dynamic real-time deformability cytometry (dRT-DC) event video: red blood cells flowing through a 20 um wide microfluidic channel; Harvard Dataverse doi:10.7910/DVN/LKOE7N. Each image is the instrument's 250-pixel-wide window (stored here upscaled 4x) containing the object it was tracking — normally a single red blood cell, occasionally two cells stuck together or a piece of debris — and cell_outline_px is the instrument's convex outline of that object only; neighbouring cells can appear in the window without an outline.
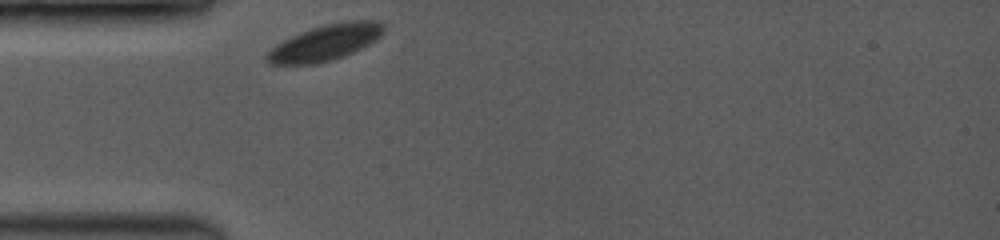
{"species": "common noctule bat (a hibernating species)", "species_latin": "Nyctalus noctula", "temperature_condition": "room temperature", "stored_images_in_passage": 35, "camera_frame_rate_fps": 3500, "um_per_image_px": 0.085, "animal": {"sex": "female", "body_mass_g": 19.0, "forearm_length_mm": 53.3}, "frame": {"image": 1, "passage_image": 1, "time_ms": 0.0, "image_size_px": [1000, 240], "cell_outline_px": [[384, 32], [376, 40], [344, 56], [316, 64], [268, 64], [264, 60], [264, 56], [276, 44], [300, 32], [324, 24], [348, 20], [376, 20], [384, 24]], "centroid_in_image_um": [27.64, 3.61], "position_along_channel_um": 57.4, "area_um2": 24.39}}
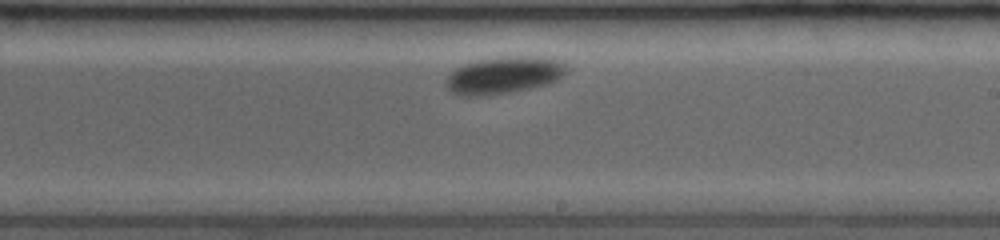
{"frame": {"image": 2, "passage_image": 20, "time_ms": 5.429, "image_size_px": [1000, 240], "cell_outline_px": [[564, 72], [556, 80], [548, 84], [532, 88], [512, 92], [488, 96], [460, 96], [452, 92], [444, 84], [444, 80], [456, 68], [464, 64], [480, 60], [504, 56], [536, 56], [556, 60], [564, 64]], "centroid_in_image_um": [42.76, 6.41], "position_along_channel_um": 246.2, "area_um2": 25.95}}
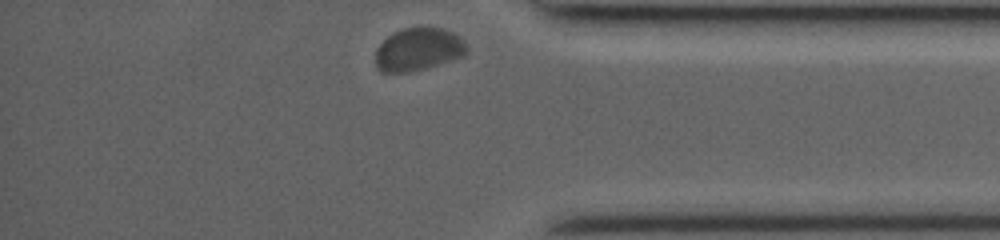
{"frame": {"image": 3, "passage_image": 35, "time_ms": 9.714, "image_size_px": [1000, 240], "cell_outline_px": [[468, 52], [464, 56], [452, 60], [408, 72], [380, 72], [376, 68], [376, 48], [392, 32], [404, 28], [444, 28], [460, 36], [468, 44]], "centroid_in_image_um": [35.58, 4.19], "position_along_channel_um": 399.6, "area_um2": 22.83}}